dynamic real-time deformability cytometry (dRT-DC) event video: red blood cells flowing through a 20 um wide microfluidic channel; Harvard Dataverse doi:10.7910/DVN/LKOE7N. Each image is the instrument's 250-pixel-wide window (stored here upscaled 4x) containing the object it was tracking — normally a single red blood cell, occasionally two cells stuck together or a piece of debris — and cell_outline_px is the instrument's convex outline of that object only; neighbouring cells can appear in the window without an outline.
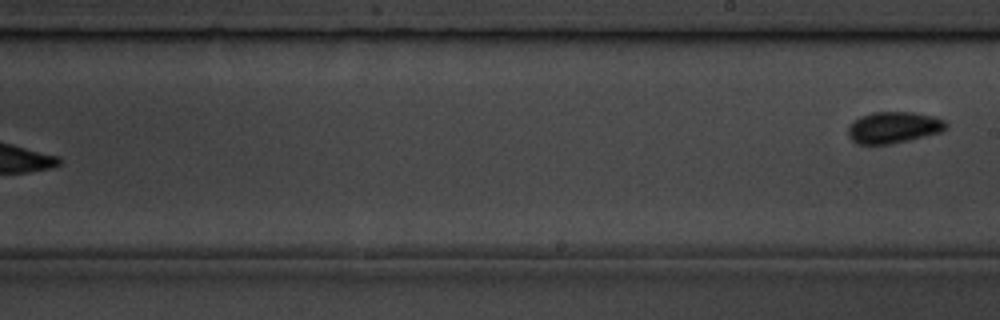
{"species": "common noctule bat (a hibernating species)", "species_latin": "Nyctalus noctula", "temperature_condition": "room temperature", "stored_images_in_passage": 10, "camera_frame_rate_fps": 3000, "um_per_image_px": 0.085, "animal": {"sex": "male", "body_mass_g": 19.5, "forearm_length_mm": 54.6}, "frame": {"image": 1, "passage_image": 10, "time_ms": 10.333, "image_size_px": [1000, 320], "cell_outline_px": [[948, 128], [940, 132], [892, 144], [856, 144], [848, 136], [848, 124], [852, 120], [860, 116], [872, 112], [912, 112], [932, 116], [944, 120], [948, 124]], "centroid_in_image_um": [75.91, 10.83], "position_along_channel_um": 213.1, "area_um2": 18.09}}